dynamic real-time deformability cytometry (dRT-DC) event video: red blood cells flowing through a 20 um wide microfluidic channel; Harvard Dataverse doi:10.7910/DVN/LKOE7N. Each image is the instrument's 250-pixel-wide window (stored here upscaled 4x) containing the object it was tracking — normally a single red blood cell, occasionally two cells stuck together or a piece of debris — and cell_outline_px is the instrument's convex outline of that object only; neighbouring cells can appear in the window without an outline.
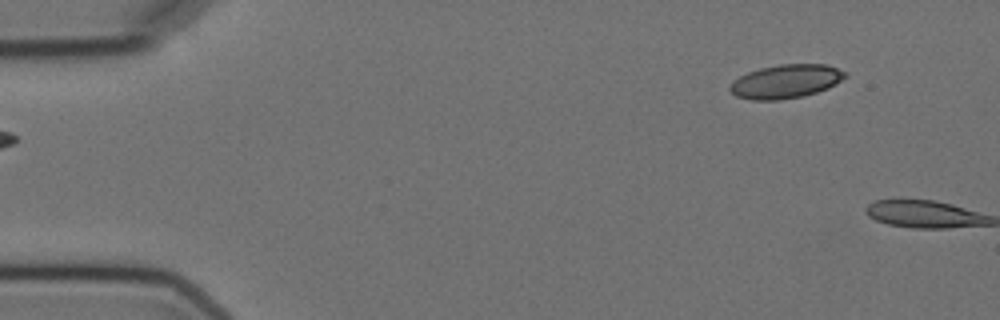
{"species": "Egyptian fruit bat (a non-hibernating species)", "species_latin": "Rousettus aegyptiacus", "temperature_condition": "cold", "stored_images_in_passage": 3, "segment_of_instrument_passage": [2, 2], "camera_frame_rate_fps": 3000, "um_per_image_px": 0.085, "animal": {"sex": "female"}, "frame": {"image": 1, "passage_image": 3, "time_ms": 3.333, "image_size_px": [1000, 320], "cell_outline_px": [[848, 76], [836, 84], [828, 88], [804, 96], [780, 100], [752, 100], [736, 96], [728, 88], [740, 76], [748, 72], [760, 68], [780, 64], [828, 64], [848, 72]], "centroid_in_image_um": [66.86, 6.91], "position_along_channel_um": 18.1, "area_um2": 22.72}}